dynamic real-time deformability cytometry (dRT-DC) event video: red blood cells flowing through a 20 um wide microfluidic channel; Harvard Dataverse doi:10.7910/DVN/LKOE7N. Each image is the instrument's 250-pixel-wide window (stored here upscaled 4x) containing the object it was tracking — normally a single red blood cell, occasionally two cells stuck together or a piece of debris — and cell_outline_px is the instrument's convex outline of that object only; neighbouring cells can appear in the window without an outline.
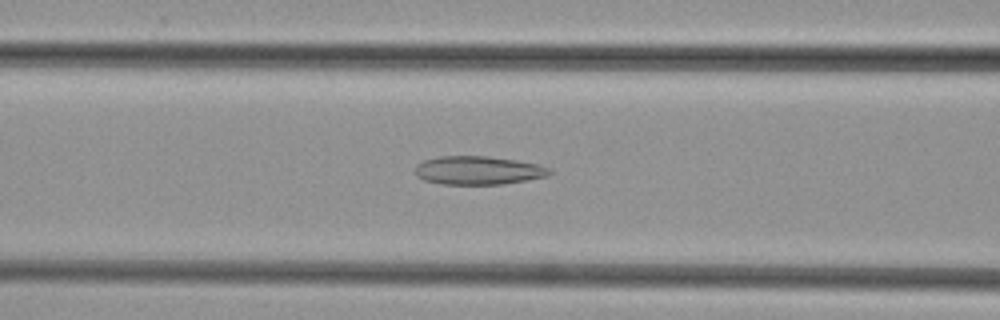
{"species": "common noctule bat (a hibernating species)", "species_latin": "Nyctalus noctula", "temperature_condition": "cold", "stored_images_in_passage": 44, "camera_frame_rate_fps": 3000, "um_per_image_px": 0.085, "animal": {"sex": "female", "body_mass_g": 29.2, "forearm_length_mm": 56.3}, "frame": {"image": 1, "passage_image": 15, "time_ms": 4.667, "image_size_px": [1000, 320], "cell_outline_px": [[552, 172], [548, 176], [504, 184], [440, 184], [424, 180], [416, 176], [416, 164], [424, 160], [440, 156], [488, 156], [516, 160], [540, 164], [548, 168]], "centroid_in_image_um": [40.65, 14.48], "position_along_channel_um": 126.0, "area_um2": 22.37}}
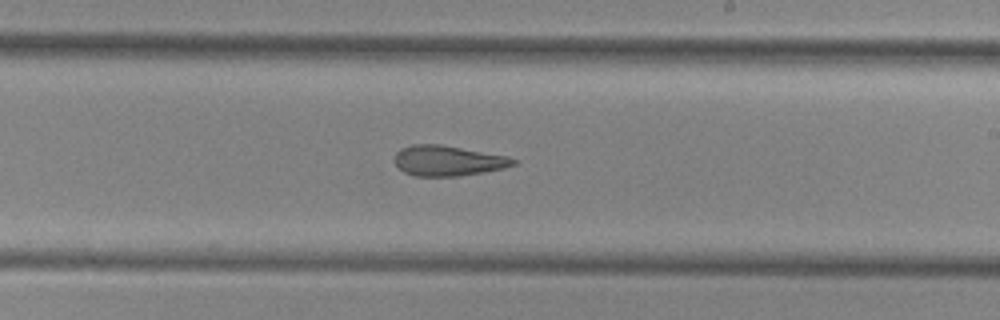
{"frame": {"image": 2, "passage_image": 24, "time_ms": 7.667, "image_size_px": [1000, 320], "cell_outline_px": [[516, 164], [504, 168], [484, 172], [460, 176], [412, 176], [404, 172], [392, 160], [396, 152], [400, 148], [412, 144], [440, 144], [508, 156], [516, 160]], "centroid_in_image_um": [38.04, 13.66], "position_along_channel_um": 251.0, "area_um2": 21.15}}
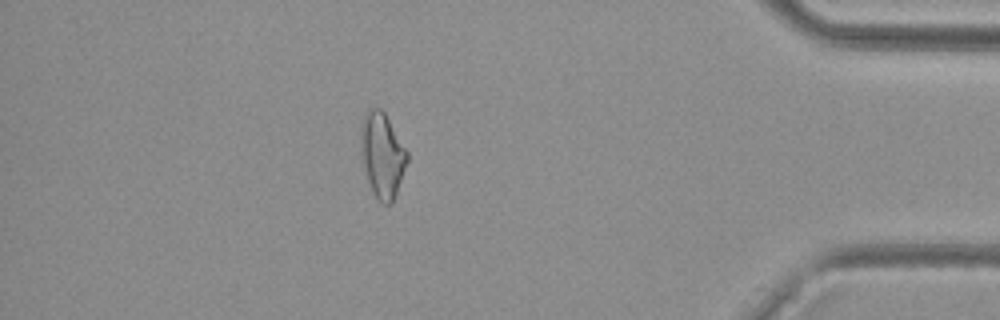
{"frame": {"image": 3, "passage_image": 38, "time_ms": 12.333, "image_size_px": [1000, 320], "cell_outline_px": [[408, 160], [392, 204], [380, 204], [372, 192], [364, 168], [360, 152], [360, 124], [368, 108], [380, 108], [384, 112], [408, 152]], "centroid_in_image_um": [32.47, 13.18], "position_along_channel_um": 402.7, "area_um2": 23.06}}